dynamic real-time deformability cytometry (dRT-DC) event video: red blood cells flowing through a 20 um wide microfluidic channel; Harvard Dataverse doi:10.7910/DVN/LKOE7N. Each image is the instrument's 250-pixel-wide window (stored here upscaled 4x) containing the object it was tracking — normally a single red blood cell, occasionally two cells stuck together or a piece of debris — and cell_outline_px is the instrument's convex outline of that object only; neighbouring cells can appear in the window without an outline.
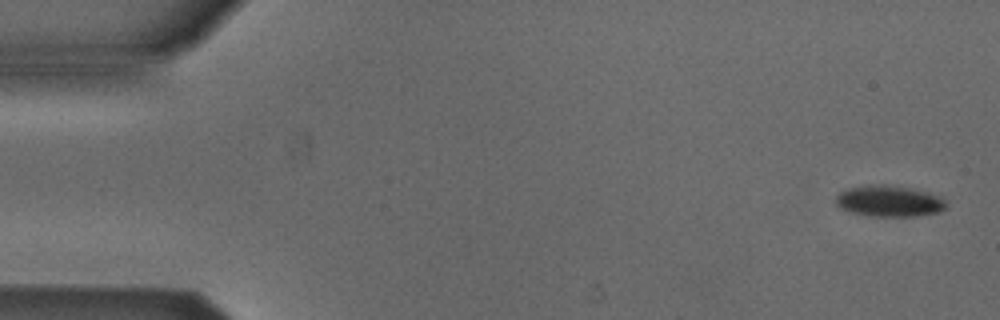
{"species": "Egyptian fruit bat (a non-hibernating species)", "species_latin": "Rousettus aegyptiacus", "temperature_condition": "cold", "stored_images_in_passage": 4, "camera_frame_rate_fps": 3000, "um_per_image_px": 0.085, "animal": {"sex": "male"}, "frame": {"image": 1, "passage_image": 1, "time_ms": 0.0, "image_size_px": [1000, 320], "cell_outline_px": [[948, 208], [940, 212], [916, 216], [868, 216], [852, 212], [840, 208], [836, 204], [836, 196], [840, 192], [848, 188], [868, 184], [884, 184], [908, 188], [928, 192], [940, 196], [948, 204]], "centroid_in_image_um": [75.6, 17.09], "position_along_channel_um": 9.4, "area_um2": 20.23}}
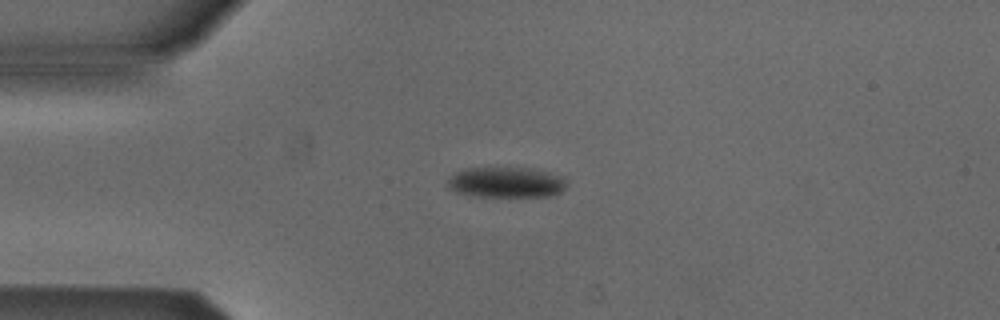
{"frame": {"image": 2, "passage_image": 4, "time_ms": 1.0, "image_size_px": [1000, 320], "cell_outline_px": [[568, 184], [560, 192], [548, 196], [480, 196], [456, 192], [448, 184], [448, 176], [464, 168], [532, 168], [564, 176]], "centroid_in_image_um": [43.06, 15.48], "position_along_channel_um": 41.9, "area_um2": 21.1}}